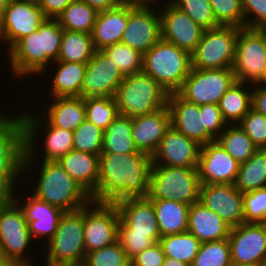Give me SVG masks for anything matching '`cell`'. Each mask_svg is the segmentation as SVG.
<instances>
[{"label":"cell","instance_id":"1","mask_svg":"<svg viewBox=\"0 0 266 266\" xmlns=\"http://www.w3.org/2000/svg\"><path fill=\"white\" fill-rule=\"evenodd\" d=\"M151 157L145 153H101L97 190L91 200L114 204L126 198L147 197Z\"/></svg>","mask_w":266,"mask_h":266},{"label":"cell","instance_id":"2","mask_svg":"<svg viewBox=\"0 0 266 266\" xmlns=\"http://www.w3.org/2000/svg\"><path fill=\"white\" fill-rule=\"evenodd\" d=\"M63 32L57 19L46 18L37 31L22 37L6 53L14 76L48 72V64L58 59Z\"/></svg>","mask_w":266,"mask_h":266},{"label":"cell","instance_id":"3","mask_svg":"<svg viewBox=\"0 0 266 266\" xmlns=\"http://www.w3.org/2000/svg\"><path fill=\"white\" fill-rule=\"evenodd\" d=\"M33 195L64 212L87 206L91 196L63 169L58 161H41ZM39 179V180H38Z\"/></svg>","mask_w":266,"mask_h":266},{"label":"cell","instance_id":"4","mask_svg":"<svg viewBox=\"0 0 266 266\" xmlns=\"http://www.w3.org/2000/svg\"><path fill=\"white\" fill-rule=\"evenodd\" d=\"M191 70V55L162 38L143 54L142 72L169 94L177 93Z\"/></svg>","mask_w":266,"mask_h":266},{"label":"cell","instance_id":"5","mask_svg":"<svg viewBox=\"0 0 266 266\" xmlns=\"http://www.w3.org/2000/svg\"><path fill=\"white\" fill-rule=\"evenodd\" d=\"M19 115L23 120L25 128V156L23 162V174L26 172L30 173V168L32 166L35 167V164L33 163L37 164L38 161H36L35 158L39 154V149H43V154H41V158L43 157L42 161H58L62 156H65L69 151L73 150L72 131L55 127L45 117H36L38 116L37 114H32V112L30 113L29 111L27 113L25 111ZM40 127H43L44 131H42V128ZM40 130L42 131L41 135L44 134L41 136L44 137L42 144L44 147L36 149V143L38 139L36 136L40 134Z\"/></svg>","mask_w":266,"mask_h":266},{"label":"cell","instance_id":"6","mask_svg":"<svg viewBox=\"0 0 266 266\" xmlns=\"http://www.w3.org/2000/svg\"><path fill=\"white\" fill-rule=\"evenodd\" d=\"M169 93L144 72L127 75L114 96L118 113L134 118L167 106Z\"/></svg>","mask_w":266,"mask_h":266},{"label":"cell","instance_id":"7","mask_svg":"<svg viewBox=\"0 0 266 266\" xmlns=\"http://www.w3.org/2000/svg\"><path fill=\"white\" fill-rule=\"evenodd\" d=\"M200 181L197 167L151 165L148 198L174 200L191 205L199 201Z\"/></svg>","mask_w":266,"mask_h":266},{"label":"cell","instance_id":"8","mask_svg":"<svg viewBox=\"0 0 266 266\" xmlns=\"http://www.w3.org/2000/svg\"><path fill=\"white\" fill-rule=\"evenodd\" d=\"M84 207L64 212L54 236L46 243V266L83 264L86 252L84 247ZM47 259V260H46Z\"/></svg>","mask_w":266,"mask_h":266},{"label":"cell","instance_id":"9","mask_svg":"<svg viewBox=\"0 0 266 266\" xmlns=\"http://www.w3.org/2000/svg\"><path fill=\"white\" fill-rule=\"evenodd\" d=\"M239 28L219 26L204 30L197 48L191 54V68H232Z\"/></svg>","mask_w":266,"mask_h":266},{"label":"cell","instance_id":"10","mask_svg":"<svg viewBox=\"0 0 266 266\" xmlns=\"http://www.w3.org/2000/svg\"><path fill=\"white\" fill-rule=\"evenodd\" d=\"M266 65V29L239 28L232 69L236 81L254 85Z\"/></svg>","mask_w":266,"mask_h":266},{"label":"cell","instance_id":"11","mask_svg":"<svg viewBox=\"0 0 266 266\" xmlns=\"http://www.w3.org/2000/svg\"><path fill=\"white\" fill-rule=\"evenodd\" d=\"M236 82L232 68H191L181 89L177 92L183 99L197 105L218 104L220 98Z\"/></svg>","mask_w":266,"mask_h":266},{"label":"cell","instance_id":"12","mask_svg":"<svg viewBox=\"0 0 266 266\" xmlns=\"http://www.w3.org/2000/svg\"><path fill=\"white\" fill-rule=\"evenodd\" d=\"M120 214L115 204L91 201L84 207V247L86 254L118 240Z\"/></svg>","mask_w":266,"mask_h":266},{"label":"cell","instance_id":"13","mask_svg":"<svg viewBox=\"0 0 266 266\" xmlns=\"http://www.w3.org/2000/svg\"><path fill=\"white\" fill-rule=\"evenodd\" d=\"M28 223L20 206L14 202L12 205L0 208V242L10 260L20 266H34L30 256L25 254L33 242ZM29 247V248H27Z\"/></svg>","mask_w":266,"mask_h":266},{"label":"cell","instance_id":"14","mask_svg":"<svg viewBox=\"0 0 266 266\" xmlns=\"http://www.w3.org/2000/svg\"><path fill=\"white\" fill-rule=\"evenodd\" d=\"M154 3L157 2L137 3L130 10L121 38V43L129 45L141 54H145L162 38L161 16L157 11L159 9H152L155 7L152 6Z\"/></svg>","mask_w":266,"mask_h":266},{"label":"cell","instance_id":"15","mask_svg":"<svg viewBox=\"0 0 266 266\" xmlns=\"http://www.w3.org/2000/svg\"><path fill=\"white\" fill-rule=\"evenodd\" d=\"M46 17L37 0H9L0 23V42L9 51L22 37L38 30Z\"/></svg>","mask_w":266,"mask_h":266},{"label":"cell","instance_id":"16","mask_svg":"<svg viewBox=\"0 0 266 266\" xmlns=\"http://www.w3.org/2000/svg\"><path fill=\"white\" fill-rule=\"evenodd\" d=\"M124 80L119 67L101 50H96L87 62L80 97L84 100L114 97Z\"/></svg>","mask_w":266,"mask_h":266},{"label":"cell","instance_id":"17","mask_svg":"<svg viewBox=\"0 0 266 266\" xmlns=\"http://www.w3.org/2000/svg\"><path fill=\"white\" fill-rule=\"evenodd\" d=\"M228 240L232 264L266 266V223L231 227Z\"/></svg>","mask_w":266,"mask_h":266},{"label":"cell","instance_id":"18","mask_svg":"<svg viewBox=\"0 0 266 266\" xmlns=\"http://www.w3.org/2000/svg\"><path fill=\"white\" fill-rule=\"evenodd\" d=\"M159 12L162 39L173 43L191 55L197 48L204 29L170 0L165 6L161 7Z\"/></svg>","mask_w":266,"mask_h":266},{"label":"cell","instance_id":"19","mask_svg":"<svg viewBox=\"0 0 266 266\" xmlns=\"http://www.w3.org/2000/svg\"><path fill=\"white\" fill-rule=\"evenodd\" d=\"M240 168L216 140L201 146L198 160L200 184H234Z\"/></svg>","mask_w":266,"mask_h":266},{"label":"cell","instance_id":"20","mask_svg":"<svg viewBox=\"0 0 266 266\" xmlns=\"http://www.w3.org/2000/svg\"><path fill=\"white\" fill-rule=\"evenodd\" d=\"M199 202L215 212L230 227L244 223L243 194L234 184H200Z\"/></svg>","mask_w":266,"mask_h":266},{"label":"cell","instance_id":"21","mask_svg":"<svg viewBox=\"0 0 266 266\" xmlns=\"http://www.w3.org/2000/svg\"><path fill=\"white\" fill-rule=\"evenodd\" d=\"M114 204L120 214L118 233L148 234L156 243L160 240L154 205L148 197L126 198Z\"/></svg>","mask_w":266,"mask_h":266},{"label":"cell","instance_id":"22","mask_svg":"<svg viewBox=\"0 0 266 266\" xmlns=\"http://www.w3.org/2000/svg\"><path fill=\"white\" fill-rule=\"evenodd\" d=\"M24 156L25 128L21 116L0 113V173H23Z\"/></svg>","mask_w":266,"mask_h":266},{"label":"cell","instance_id":"23","mask_svg":"<svg viewBox=\"0 0 266 266\" xmlns=\"http://www.w3.org/2000/svg\"><path fill=\"white\" fill-rule=\"evenodd\" d=\"M201 145L187 138L172 126L151 156L153 165L197 167Z\"/></svg>","mask_w":266,"mask_h":266},{"label":"cell","instance_id":"24","mask_svg":"<svg viewBox=\"0 0 266 266\" xmlns=\"http://www.w3.org/2000/svg\"><path fill=\"white\" fill-rule=\"evenodd\" d=\"M167 107L171 116V126L175 130L201 146L215 141L202 125L199 105L186 101L178 93H170Z\"/></svg>","mask_w":266,"mask_h":266},{"label":"cell","instance_id":"25","mask_svg":"<svg viewBox=\"0 0 266 266\" xmlns=\"http://www.w3.org/2000/svg\"><path fill=\"white\" fill-rule=\"evenodd\" d=\"M171 127L168 107L132 118V137L139 152L152 156Z\"/></svg>","mask_w":266,"mask_h":266},{"label":"cell","instance_id":"26","mask_svg":"<svg viewBox=\"0 0 266 266\" xmlns=\"http://www.w3.org/2000/svg\"><path fill=\"white\" fill-rule=\"evenodd\" d=\"M22 200V198H15V202L20 206L27 220L32 239L36 237L38 240V238L45 237L42 240L48 242L56 233L64 211L34 195H29V198H26V203L21 204Z\"/></svg>","mask_w":266,"mask_h":266},{"label":"cell","instance_id":"27","mask_svg":"<svg viewBox=\"0 0 266 266\" xmlns=\"http://www.w3.org/2000/svg\"><path fill=\"white\" fill-rule=\"evenodd\" d=\"M136 2H122L119 6L99 12L91 32L95 50L121 43L127 26L128 13Z\"/></svg>","mask_w":266,"mask_h":266},{"label":"cell","instance_id":"28","mask_svg":"<svg viewBox=\"0 0 266 266\" xmlns=\"http://www.w3.org/2000/svg\"><path fill=\"white\" fill-rule=\"evenodd\" d=\"M188 218L187 231L197 237L201 243L229 237L231 227L199 201L190 205Z\"/></svg>","mask_w":266,"mask_h":266},{"label":"cell","instance_id":"29","mask_svg":"<svg viewBox=\"0 0 266 266\" xmlns=\"http://www.w3.org/2000/svg\"><path fill=\"white\" fill-rule=\"evenodd\" d=\"M99 157L100 155L73 149L58 162L65 172L92 196L97 190Z\"/></svg>","mask_w":266,"mask_h":266},{"label":"cell","instance_id":"30","mask_svg":"<svg viewBox=\"0 0 266 266\" xmlns=\"http://www.w3.org/2000/svg\"><path fill=\"white\" fill-rule=\"evenodd\" d=\"M54 63L56 70L51 75L49 88L51 97H80L87 63L54 61L51 66Z\"/></svg>","mask_w":266,"mask_h":266},{"label":"cell","instance_id":"31","mask_svg":"<svg viewBox=\"0 0 266 266\" xmlns=\"http://www.w3.org/2000/svg\"><path fill=\"white\" fill-rule=\"evenodd\" d=\"M52 103L45 109L44 117L55 127L75 131L86 119L82 97L51 98Z\"/></svg>","mask_w":266,"mask_h":266},{"label":"cell","instance_id":"32","mask_svg":"<svg viewBox=\"0 0 266 266\" xmlns=\"http://www.w3.org/2000/svg\"><path fill=\"white\" fill-rule=\"evenodd\" d=\"M151 201L161 237L187 232L190 205L174 200Z\"/></svg>","mask_w":266,"mask_h":266},{"label":"cell","instance_id":"33","mask_svg":"<svg viewBox=\"0 0 266 266\" xmlns=\"http://www.w3.org/2000/svg\"><path fill=\"white\" fill-rule=\"evenodd\" d=\"M251 89V84L236 81L220 98L218 106L227 124H238L252 108Z\"/></svg>","mask_w":266,"mask_h":266},{"label":"cell","instance_id":"34","mask_svg":"<svg viewBox=\"0 0 266 266\" xmlns=\"http://www.w3.org/2000/svg\"><path fill=\"white\" fill-rule=\"evenodd\" d=\"M132 137V118L118 115L104 131L102 153H138Z\"/></svg>","mask_w":266,"mask_h":266},{"label":"cell","instance_id":"35","mask_svg":"<svg viewBox=\"0 0 266 266\" xmlns=\"http://www.w3.org/2000/svg\"><path fill=\"white\" fill-rule=\"evenodd\" d=\"M242 194L266 187V149L259 148L240 168L234 183Z\"/></svg>","mask_w":266,"mask_h":266},{"label":"cell","instance_id":"36","mask_svg":"<svg viewBox=\"0 0 266 266\" xmlns=\"http://www.w3.org/2000/svg\"><path fill=\"white\" fill-rule=\"evenodd\" d=\"M95 51L90 33L64 30L57 61L87 63Z\"/></svg>","mask_w":266,"mask_h":266},{"label":"cell","instance_id":"37","mask_svg":"<svg viewBox=\"0 0 266 266\" xmlns=\"http://www.w3.org/2000/svg\"><path fill=\"white\" fill-rule=\"evenodd\" d=\"M97 15L98 12L85 1L75 0L56 19L63 30L91 34Z\"/></svg>","mask_w":266,"mask_h":266},{"label":"cell","instance_id":"38","mask_svg":"<svg viewBox=\"0 0 266 266\" xmlns=\"http://www.w3.org/2000/svg\"><path fill=\"white\" fill-rule=\"evenodd\" d=\"M216 141L239 163L246 162L258 149L239 124H228Z\"/></svg>","mask_w":266,"mask_h":266},{"label":"cell","instance_id":"39","mask_svg":"<svg viewBox=\"0 0 266 266\" xmlns=\"http://www.w3.org/2000/svg\"><path fill=\"white\" fill-rule=\"evenodd\" d=\"M165 257L174 258L180 262L193 264L199 252L201 242L188 231L180 234L162 236L158 241Z\"/></svg>","mask_w":266,"mask_h":266},{"label":"cell","instance_id":"40","mask_svg":"<svg viewBox=\"0 0 266 266\" xmlns=\"http://www.w3.org/2000/svg\"><path fill=\"white\" fill-rule=\"evenodd\" d=\"M101 51L113 60L124 77L142 72L143 54L129 45L117 43L108 45Z\"/></svg>","mask_w":266,"mask_h":266},{"label":"cell","instance_id":"41","mask_svg":"<svg viewBox=\"0 0 266 266\" xmlns=\"http://www.w3.org/2000/svg\"><path fill=\"white\" fill-rule=\"evenodd\" d=\"M228 239L202 242L191 266H231Z\"/></svg>","mask_w":266,"mask_h":266},{"label":"cell","instance_id":"42","mask_svg":"<svg viewBox=\"0 0 266 266\" xmlns=\"http://www.w3.org/2000/svg\"><path fill=\"white\" fill-rule=\"evenodd\" d=\"M84 104L86 120L104 131L119 115L114 97L88 99L84 100Z\"/></svg>","mask_w":266,"mask_h":266},{"label":"cell","instance_id":"43","mask_svg":"<svg viewBox=\"0 0 266 266\" xmlns=\"http://www.w3.org/2000/svg\"><path fill=\"white\" fill-rule=\"evenodd\" d=\"M104 130L86 119L73 131V149L101 155Z\"/></svg>","mask_w":266,"mask_h":266},{"label":"cell","instance_id":"44","mask_svg":"<svg viewBox=\"0 0 266 266\" xmlns=\"http://www.w3.org/2000/svg\"><path fill=\"white\" fill-rule=\"evenodd\" d=\"M204 30L219 27L209 0H171Z\"/></svg>","mask_w":266,"mask_h":266},{"label":"cell","instance_id":"45","mask_svg":"<svg viewBox=\"0 0 266 266\" xmlns=\"http://www.w3.org/2000/svg\"><path fill=\"white\" fill-rule=\"evenodd\" d=\"M83 265L131 266V262L117 240L109 246L87 253Z\"/></svg>","mask_w":266,"mask_h":266},{"label":"cell","instance_id":"46","mask_svg":"<svg viewBox=\"0 0 266 266\" xmlns=\"http://www.w3.org/2000/svg\"><path fill=\"white\" fill-rule=\"evenodd\" d=\"M219 26L244 28L242 0H209Z\"/></svg>","mask_w":266,"mask_h":266},{"label":"cell","instance_id":"47","mask_svg":"<svg viewBox=\"0 0 266 266\" xmlns=\"http://www.w3.org/2000/svg\"><path fill=\"white\" fill-rule=\"evenodd\" d=\"M244 223H266V187L243 194Z\"/></svg>","mask_w":266,"mask_h":266},{"label":"cell","instance_id":"48","mask_svg":"<svg viewBox=\"0 0 266 266\" xmlns=\"http://www.w3.org/2000/svg\"><path fill=\"white\" fill-rule=\"evenodd\" d=\"M238 124L258 149H266V116L251 108Z\"/></svg>","mask_w":266,"mask_h":266},{"label":"cell","instance_id":"49","mask_svg":"<svg viewBox=\"0 0 266 266\" xmlns=\"http://www.w3.org/2000/svg\"><path fill=\"white\" fill-rule=\"evenodd\" d=\"M242 9L244 27L266 29V0H242Z\"/></svg>","mask_w":266,"mask_h":266},{"label":"cell","instance_id":"50","mask_svg":"<svg viewBox=\"0 0 266 266\" xmlns=\"http://www.w3.org/2000/svg\"><path fill=\"white\" fill-rule=\"evenodd\" d=\"M199 113H202V125L205 130L216 140L228 125L218 104L200 105Z\"/></svg>","mask_w":266,"mask_h":266},{"label":"cell","instance_id":"51","mask_svg":"<svg viewBox=\"0 0 266 266\" xmlns=\"http://www.w3.org/2000/svg\"><path fill=\"white\" fill-rule=\"evenodd\" d=\"M118 241L130 260L156 243L148 234L140 233H118Z\"/></svg>","mask_w":266,"mask_h":266},{"label":"cell","instance_id":"52","mask_svg":"<svg viewBox=\"0 0 266 266\" xmlns=\"http://www.w3.org/2000/svg\"><path fill=\"white\" fill-rule=\"evenodd\" d=\"M164 259L165 254L159 242H157L150 248L138 253L130 262L131 266H163Z\"/></svg>","mask_w":266,"mask_h":266},{"label":"cell","instance_id":"53","mask_svg":"<svg viewBox=\"0 0 266 266\" xmlns=\"http://www.w3.org/2000/svg\"><path fill=\"white\" fill-rule=\"evenodd\" d=\"M20 174L22 173H0V208L12 205L15 202L17 197L13 193L15 192V185H17L15 180L18 181V178H21Z\"/></svg>","mask_w":266,"mask_h":266},{"label":"cell","instance_id":"54","mask_svg":"<svg viewBox=\"0 0 266 266\" xmlns=\"http://www.w3.org/2000/svg\"><path fill=\"white\" fill-rule=\"evenodd\" d=\"M75 0H37L46 18L56 19Z\"/></svg>","mask_w":266,"mask_h":266},{"label":"cell","instance_id":"55","mask_svg":"<svg viewBox=\"0 0 266 266\" xmlns=\"http://www.w3.org/2000/svg\"><path fill=\"white\" fill-rule=\"evenodd\" d=\"M252 109L266 116V87L252 85Z\"/></svg>","mask_w":266,"mask_h":266},{"label":"cell","instance_id":"56","mask_svg":"<svg viewBox=\"0 0 266 266\" xmlns=\"http://www.w3.org/2000/svg\"><path fill=\"white\" fill-rule=\"evenodd\" d=\"M98 13L119 6L122 0H83Z\"/></svg>","mask_w":266,"mask_h":266},{"label":"cell","instance_id":"57","mask_svg":"<svg viewBox=\"0 0 266 266\" xmlns=\"http://www.w3.org/2000/svg\"><path fill=\"white\" fill-rule=\"evenodd\" d=\"M163 266H191L188 263L180 262L174 258L165 257Z\"/></svg>","mask_w":266,"mask_h":266},{"label":"cell","instance_id":"58","mask_svg":"<svg viewBox=\"0 0 266 266\" xmlns=\"http://www.w3.org/2000/svg\"><path fill=\"white\" fill-rule=\"evenodd\" d=\"M0 262H15L10 260L5 252V248L3 247L2 243L0 242Z\"/></svg>","mask_w":266,"mask_h":266},{"label":"cell","instance_id":"59","mask_svg":"<svg viewBox=\"0 0 266 266\" xmlns=\"http://www.w3.org/2000/svg\"><path fill=\"white\" fill-rule=\"evenodd\" d=\"M254 85L266 87V65L259 80Z\"/></svg>","mask_w":266,"mask_h":266},{"label":"cell","instance_id":"60","mask_svg":"<svg viewBox=\"0 0 266 266\" xmlns=\"http://www.w3.org/2000/svg\"><path fill=\"white\" fill-rule=\"evenodd\" d=\"M9 0H0V23L3 19Z\"/></svg>","mask_w":266,"mask_h":266},{"label":"cell","instance_id":"61","mask_svg":"<svg viewBox=\"0 0 266 266\" xmlns=\"http://www.w3.org/2000/svg\"><path fill=\"white\" fill-rule=\"evenodd\" d=\"M123 2H136V3H151L157 2L158 0H122Z\"/></svg>","mask_w":266,"mask_h":266},{"label":"cell","instance_id":"62","mask_svg":"<svg viewBox=\"0 0 266 266\" xmlns=\"http://www.w3.org/2000/svg\"><path fill=\"white\" fill-rule=\"evenodd\" d=\"M0 266H20L17 262H0Z\"/></svg>","mask_w":266,"mask_h":266},{"label":"cell","instance_id":"63","mask_svg":"<svg viewBox=\"0 0 266 266\" xmlns=\"http://www.w3.org/2000/svg\"><path fill=\"white\" fill-rule=\"evenodd\" d=\"M231 266H254V265H246V264H232Z\"/></svg>","mask_w":266,"mask_h":266},{"label":"cell","instance_id":"64","mask_svg":"<svg viewBox=\"0 0 266 266\" xmlns=\"http://www.w3.org/2000/svg\"><path fill=\"white\" fill-rule=\"evenodd\" d=\"M64 266H84L83 264H78V265H64Z\"/></svg>","mask_w":266,"mask_h":266}]
</instances>
